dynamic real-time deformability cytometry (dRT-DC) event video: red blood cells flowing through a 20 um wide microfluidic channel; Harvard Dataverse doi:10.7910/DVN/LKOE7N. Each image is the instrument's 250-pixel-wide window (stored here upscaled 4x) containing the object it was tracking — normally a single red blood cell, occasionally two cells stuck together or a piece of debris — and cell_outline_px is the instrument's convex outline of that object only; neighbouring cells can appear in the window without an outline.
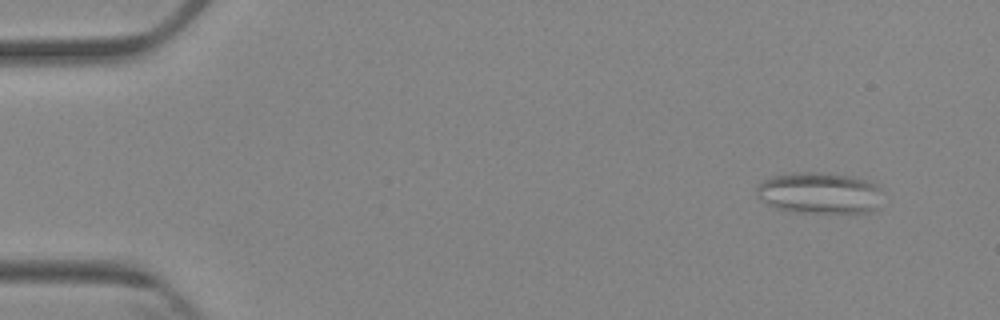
{"species": "Egyptian fruit bat (a non-hibernating species)", "species_latin": "Rousettus aegyptiacus", "temperature_condition": "cold", "stored_images_in_passage": 5, "camera_frame_rate_fps": 3000, "um_per_image_px": 0.085, "animal": {"sex": "female"}, "frame": {"image": 1, "passage_image": 1, "time_ms": 0.0, "image_size_px": [1000, 320], "cell_outline_px": [[880, 188], [876, 212], [792, 212], [776, 208], [760, 200], [756, 196], [756, 184], [772, 176], [792, 172], [828, 172], [848, 176], [864, 180], [876, 184]], "centroid_in_image_um": [69.58, 16.4], "position_along_channel_um": 15.4, "area_um2": 30.46}}
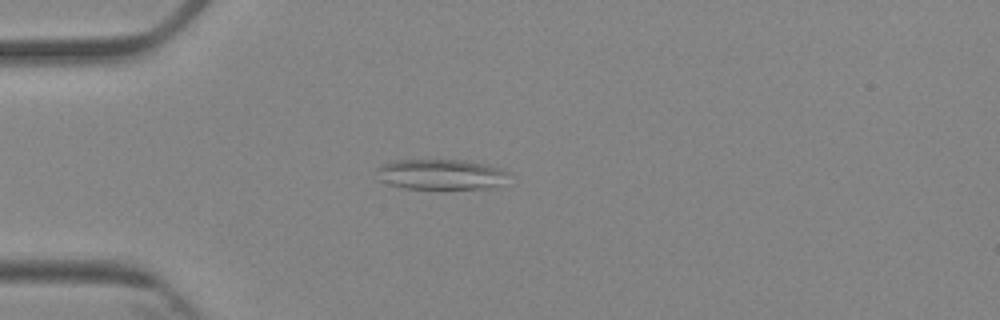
{"frame": {"image": 2, "passage_image": 4, "time_ms": 3.333, "image_size_px": [1000, 320], "cell_outline_px": [[508, 172], [500, 184], [496, 188], [440, 192], [404, 188], [388, 184], [380, 180], [376, 168], [392, 160], [464, 160], [484, 164], [500, 168]], "centroid_in_image_um": [37.47, 14.88], "position_along_channel_um": 47.5, "area_um2": 24.39}}